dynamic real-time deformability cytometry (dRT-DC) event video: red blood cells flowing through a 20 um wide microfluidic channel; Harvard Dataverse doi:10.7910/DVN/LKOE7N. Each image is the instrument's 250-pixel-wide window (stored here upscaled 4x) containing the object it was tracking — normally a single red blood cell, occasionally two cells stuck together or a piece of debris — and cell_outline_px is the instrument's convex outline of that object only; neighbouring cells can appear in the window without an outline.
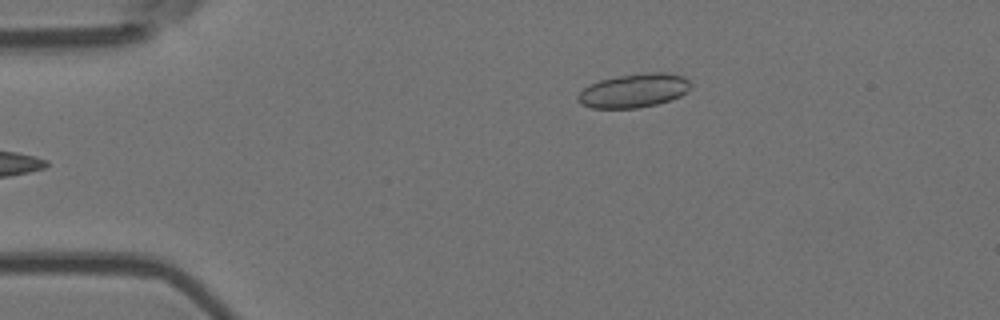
{"species": "Egyptian fruit bat (a non-hibernating species)", "species_latin": "Rousettus aegyptiacus", "temperature_condition": "room temperature", "stored_images_in_passage": 6, "camera_frame_rate_fps": 3000, "um_per_image_px": 0.085, "animal": {"sex": "female"}, "frame": {"image": 1, "passage_image": 6, "time_ms": 1.667, "image_size_px": [1000, 320], "cell_outline_px": [[692, 84], [680, 96], [672, 100], [656, 104], [636, 108], [592, 108], [580, 104], [576, 100], [576, 96], [584, 88], [600, 80], [616, 76], [648, 72], [664, 72], [684, 76]], "centroid_in_image_um": [53.86, 7.7], "position_along_channel_um": 31.1, "area_um2": 22.25}}